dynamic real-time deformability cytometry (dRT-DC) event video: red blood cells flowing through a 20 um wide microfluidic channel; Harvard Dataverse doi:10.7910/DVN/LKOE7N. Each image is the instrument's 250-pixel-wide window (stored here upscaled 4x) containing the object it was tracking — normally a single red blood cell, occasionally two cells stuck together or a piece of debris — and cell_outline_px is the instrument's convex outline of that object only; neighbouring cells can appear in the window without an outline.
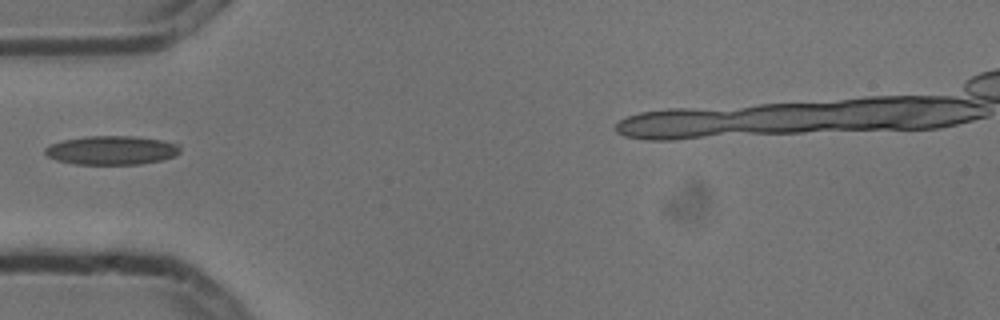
{"species": "common noctule bat (a hibernating species)", "species_latin": "Nyctalus noctula", "temperature_condition": "cold", "stored_images_in_passage": 2, "camera_frame_rate_fps": 3000, "um_per_image_px": 0.085, "animal": {"sex": "male", "body_mass_g": 13.3}, "frame": {"image": 1, "passage_image": 1, "time_ms": 0.0, "image_size_px": [1000, 320], "cell_outline_px": [[180, 152], [176, 156], [160, 160], [140, 164], [76, 164], [56, 160], [48, 156], [44, 152], [44, 148], [52, 144], [64, 140], [88, 136], [136, 136], [160, 140], [180, 144]], "centroid_in_image_um": [9.51, 12.77], "position_along_channel_um": 75.5, "area_um2": 22.66}}
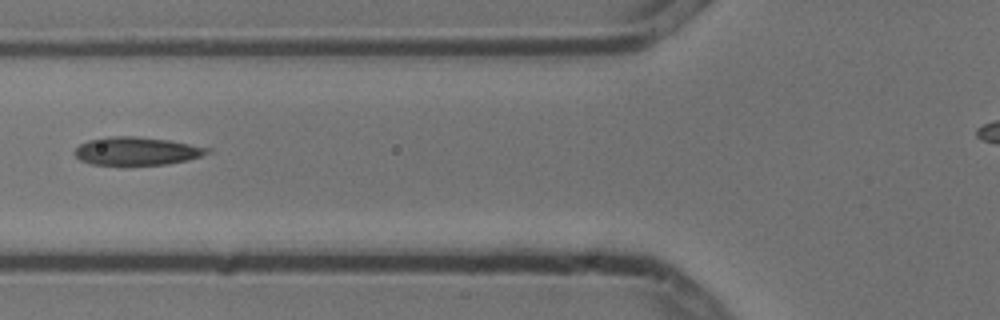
{"frame": {"image": 2, "passage_image": 2, "time_ms": 0.333, "image_size_px": [1000, 320], "cell_outline_px": [[212, 152], [188, 160], [164, 164], [92, 164], [80, 160], [72, 152], [80, 144], [88, 140], [108, 136], [136, 136], [168, 140], [212, 148]], "centroid_in_image_um": [11.62, 12.82], "position_along_channel_um": 114.2, "area_um2": 21.62}}